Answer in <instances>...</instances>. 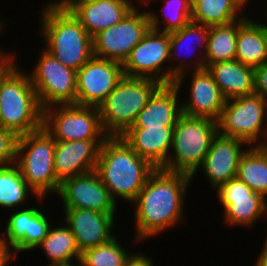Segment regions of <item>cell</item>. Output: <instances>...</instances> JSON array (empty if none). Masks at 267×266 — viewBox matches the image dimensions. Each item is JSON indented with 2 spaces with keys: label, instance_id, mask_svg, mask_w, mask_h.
<instances>
[{
  "label": "cell",
  "instance_id": "obj_14",
  "mask_svg": "<svg viewBox=\"0 0 267 266\" xmlns=\"http://www.w3.org/2000/svg\"><path fill=\"white\" fill-rule=\"evenodd\" d=\"M123 77L122 63L93 56L77 70L76 104L99 107Z\"/></svg>",
  "mask_w": 267,
  "mask_h": 266
},
{
  "label": "cell",
  "instance_id": "obj_1",
  "mask_svg": "<svg viewBox=\"0 0 267 266\" xmlns=\"http://www.w3.org/2000/svg\"><path fill=\"white\" fill-rule=\"evenodd\" d=\"M192 177L157 168L132 203L135 214V241H144L183 221L186 190ZM182 220V221H181Z\"/></svg>",
  "mask_w": 267,
  "mask_h": 266
},
{
  "label": "cell",
  "instance_id": "obj_46",
  "mask_svg": "<svg viewBox=\"0 0 267 266\" xmlns=\"http://www.w3.org/2000/svg\"><path fill=\"white\" fill-rule=\"evenodd\" d=\"M4 20H5V19L2 20V19L0 18V27L4 24Z\"/></svg>",
  "mask_w": 267,
  "mask_h": 266
},
{
  "label": "cell",
  "instance_id": "obj_34",
  "mask_svg": "<svg viewBox=\"0 0 267 266\" xmlns=\"http://www.w3.org/2000/svg\"><path fill=\"white\" fill-rule=\"evenodd\" d=\"M49 216L39 206H31V227L29 234L14 248L18 256L20 252L35 250L36 246L47 236L51 223Z\"/></svg>",
  "mask_w": 267,
  "mask_h": 266
},
{
  "label": "cell",
  "instance_id": "obj_2",
  "mask_svg": "<svg viewBox=\"0 0 267 266\" xmlns=\"http://www.w3.org/2000/svg\"><path fill=\"white\" fill-rule=\"evenodd\" d=\"M156 169L121 136H108L99 149L95 171L116 203L124 199L132 204Z\"/></svg>",
  "mask_w": 267,
  "mask_h": 266
},
{
  "label": "cell",
  "instance_id": "obj_36",
  "mask_svg": "<svg viewBox=\"0 0 267 266\" xmlns=\"http://www.w3.org/2000/svg\"><path fill=\"white\" fill-rule=\"evenodd\" d=\"M254 92L267 101V62L254 68Z\"/></svg>",
  "mask_w": 267,
  "mask_h": 266
},
{
  "label": "cell",
  "instance_id": "obj_5",
  "mask_svg": "<svg viewBox=\"0 0 267 266\" xmlns=\"http://www.w3.org/2000/svg\"><path fill=\"white\" fill-rule=\"evenodd\" d=\"M218 133L217 121L181 113L174 126L170 155L161 169L193 179Z\"/></svg>",
  "mask_w": 267,
  "mask_h": 266
},
{
  "label": "cell",
  "instance_id": "obj_16",
  "mask_svg": "<svg viewBox=\"0 0 267 266\" xmlns=\"http://www.w3.org/2000/svg\"><path fill=\"white\" fill-rule=\"evenodd\" d=\"M65 224L70 228L80 252L104 244L115 237L112 234V214L88 209H63Z\"/></svg>",
  "mask_w": 267,
  "mask_h": 266
},
{
  "label": "cell",
  "instance_id": "obj_15",
  "mask_svg": "<svg viewBox=\"0 0 267 266\" xmlns=\"http://www.w3.org/2000/svg\"><path fill=\"white\" fill-rule=\"evenodd\" d=\"M57 194L63 202V209H88L113 216L118 211V204L95 170L66 178L61 182Z\"/></svg>",
  "mask_w": 267,
  "mask_h": 266
},
{
  "label": "cell",
  "instance_id": "obj_18",
  "mask_svg": "<svg viewBox=\"0 0 267 266\" xmlns=\"http://www.w3.org/2000/svg\"><path fill=\"white\" fill-rule=\"evenodd\" d=\"M135 6L131 0H74L66 8L93 37L119 23Z\"/></svg>",
  "mask_w": 267,
  "mask_h": 266
},
{
  "label": "cell",
  "instance_id": "obj_29",
  "mask_svg": "<svg viewBox=\"0 0 267 266\" xmlns=\"http://www.w3.org/2000/svg\"><path fill=\"white\" fill-rule=\"evenodd\" d=\"M238 20L227 25L210 26L204 54L205 68L209 65L236 59Z\"/></svg>",
  "mask_w": 267,
  "mask_h": 266
},
{
  "label": "cell",
  "instance_id": "obj_35",
  "mask_svg": "<svg viewBox=\"0 0 267 266\" xmlns=\"http://www.w3.org/2000/svg\"><path fill=\"white\" fill-rule=\"evenodd\" d=\"M17 141L13 131L0 127V167L15 163Z\"/></svg>",
  "mask_w": 267,
  "mask_h": 266
},
{
  "label": "cell",
  "instance_id": "obj_11",
  "mask_svg": "<svg viewBox=\"0 0 267 266\" xmlns=\"http://www.w3.org/2000/svg\"><path fill=\"white\" fill-rule=\"evenodd\" d=\"M135 6L119 23L93 36L95 57L124 63L150 29L147 11ZM141 11V12H140Z\"/></svg>",
  "mask_w": 267,
  "mask_h": 266
},
{
  "label": "cell",
  "instance_id": "obj_24",
  "mask_svg": "<svg viewBox=\"0 0 267 266\" xmlns=\"http://www.w3.org/2000/svg\"><path fill=\"white\" fill-rule=\"evenodd\" d=\"M226 99L254 94V67L238 60L216 62L207 67Z\"/></svg>",
  "mask_w": 267,
  "mask_h": 266
},
{
  "label": "cell",
  "instance_id": "obj_20",
  "mask_svg": "<svg viewBox=\"0 0 267 266\" xmlns=\"http://www.w3.org/2000/svg\"><path fill=\"white\" fill-rule=\"evenodd\" d=\"M104 140L55 141L54 170L57 179L81 175L95 170L99 149Z\"/></svg>",
  "mask_w": 267,
  "mask_h": 266
},
{
  "label": "cell",
  "instance_id": "obj_40",
  "mask_svg": "<svg viewBox=\"0 0 267 266\" xmlns=\"http://www.w3.org/2000/svg\"><path fill=\"white\" fill-rule=\"evenodd\" d=\"M264 246L262 247L263 249L261 250V254L255 260L256 262L254 263V266H267V237L265 240V243H263Z\"/></svg>",
  "mask_w": 267,
  "mask_h": 266
},
{
  "label": "cell",
  "instance_id": "obj_8",
  "mask_svg": "<svg viewBox=\"0 0 267 266\" xmlns=\"http://www.w3.org/2000/svg\"><path fill=\"white\" fill-rule=\"evenodd\" d=\"M217 122L220 135L242 140L248 147L267 146V101L258 94L227 99Z\"/></svg>",
  "mask_w": 267,
  "mask_h": 266
},
{
  "label": "cell",
  "instance_id": "obj_27",
  "mask_svg": "<svg viewBox=\"0 0 267 266\" xmlns=\"http://www.w3.org/2000/svg\"><path fill=\"white\" fill-rule=\"evenodd\" d=\"M236 178L267 199V146H250L240 157Z\"/></svg>",
  "mask_w": 267,
  "mask_h": 266
},
{
  "label": "cell",
  "instance_id": "obj_3",
  "mask_svg": "<svg viewBox=\"0 0 267 266\" xmlns=\"http://www.w3.org/2000/svg\"><path fill=\"white\" fill-rule=\"evenodd\" d=\"M15 59L0 73V127L19 137L43 127V109L29 74Z\"/></svg>",
  "mask_w": 267,
  "mask_h": 266
},
{
  "label": "cell",
  "instance_id": "obj_17",
  "mask_svg": "<svg viewBox=\"0 0 267 266\" xmlns=\"http://www.w3.org/2000/svg\"><path fill=\"white\" fill-rule=\"evenodd\" d=\"M248 146L237 138L218 135L212 141L202 165V172L211 184L212 190L217 189L222 183L236 178L238 163Z\"/></svg>",
  "mask_w": 267,
  "mask_h": 266
},
{
  "label": "cell",
  "instance_id": "obj_4",
  "mask_svg": "<svg viewBox=\"0 0 267 266\" xmlns=\"http://www.w3.org/2000/svg\"><path fill=\"white\" fill-rule=\"evenodd\" d=\"M40 20L44 48L63 65L77 71L94 56L93 37L66 7L47 4Z\"/></svg>",
  "mask_w": 267,
  "mask_h": 266
},
{
  "label": "cell",
  "instance_id": "obj_12",
  "mask_svg": "<svg viewBox=\"0 0 267 266\" xmlns=\"http://www.w3.org/2000/svg\"><path fill=\"white\" fill-rule=\"evenodd\" d=\"M169 46L170 33L150 28L122 64L124 76L151 78L161 84H170V67L165 66L169 61Z\"/></svg>",
  "mask_w": 267,
  "mask_h": 266
},
{
  "label": "cell",
  "instance_id": "obj_39",
  "mask_svg": "<svg viewBox=\"0 0 267 266\" xmlns=\"http://www.w3.org/2000/svg\"><path fill=\"white\" fill-rule=\"evenodd\" d=\"M4 25H5V23L0 27V35H2L1 34V33H3L2 31H4ZM14 56H15V53H14V55L13 54L9 55V53L7 54V52L5 53V51H1V49H0V73L15 58Z\"/></svg>",
  "mask_w": 267,
  "mask_h": 266
},
{
  "label": "cell",
  "instance_id": "obj_21",
  "mask_svg": "<svg viewBox=\"0 0 267 266\" xmlns=\"http://www.w3.org/2000/svg\"><path fill=\"white\" fill-rule=\"evenodd\" d=\"M188 99L181 101L182 113L218 121L226 103L220 88L207 68L192 70Z\"/></svg>",
  "mask_w": 267,
  "mask_h": 266
},
{
  "label": "cell",
  "instance_id": "obj_42",
  "mask_svg": "<svg viewBox=\"0 0 267 266\" xmlns=\"http://www.w3.org/2000/svg\"><path fill=\"white\" fill-rule=\"evenodd\" d=\"M52 266H84V265H83L82 260L79 258L76 260L75 264H74V262L70 261V262L56 264V265H52Z\"/></svg>",
  "mask_w": 267,
  "mask_h": 266
},
{
  "label": "cell",
  "instance_id": "obj_44",
  "mask_svg": "<svg viewBox=\"0 0 267 266\" xmlns=\"http://www.w3.org/2000/svg\"><path fill=\"white\" fill-rule=\"evenodd\" d=\"M241 3H242V5L245 7V6H248V2H249V0H239Z\"/></svg>",
  "mask_w": 267,
  "mask_h": 266
},
{
  "label": "cell",
  "instance_id": "obj_43",
  "mask_svg": "<svg viewBox=\"0 0 267 266\" xmlns=\"http://www.w3.org/2000/svg\"><path fill=\"white\" fill-rule=\"evenodd\" d=\"M135 1H138V3L140 2V6L141 4H144V5H147L149 4L150 0H135Z\"/></svg>",
  "mask_w": 267,
  "mask_h": 266
},
{
  "label": "cell",
  "instance_id": "obj_25",
  "mask_svg": "<svg viewBox=\"0 0 267 266\" xmlns=\"http://www.w3.org/2000/svg\"><path fill=\"white\" fill-rule=\"evenodd\" d=\"M236 60L254 68L267 60V31L250 17L238 20Z\"/></svg>",
  "mask_w": 267,
  "mask_h": 266
},
{
  "label": "cell",
  "instance_id": "obj_31",
  "mask_svg": "<svg viewBox=\"0 0 267 266\" xmlns=\"http://www.w3.org/2000/svg\"><path fill=\"white\" fill-rule=\"evenodd\" d=\"M162 8L161 12L165 16L164 22L160 21L161 17L158 14L155 15V11L147 10L150 28L153 30L171 33L180 30L191 22L192 0H166ZM160 22L165 26L163 25L161 28Z\"/></svg>",
  "mask_w": 267,
  "mask_h": 266
},
{
  "label": "cell",
  "instance_id": "obj_19",
  "mask_svg": "<svg viewBox=\"0 0 267 266\" xmlns=\"http://www.w3.org/2000/svg\"><path fill=\"white\" fill-rule=\"evenodd\" d=\"M208 34H209V26L197 24L194 22H189L187 25H185L180 30L170 33V46H169V49H170L169 60L170 61L172 59L175 60V57L179 55L176 52L177 50H182L181 48H183L185 50V52L183 53L186 54L187 52L186 47L189 48V46H192L193 44L195 45L194 48L196 47L195 49L199 50L202 47L203 49L201 50H203L204 52V53L200 52L201 54L200 53L198 54L200 55L198 57L199 59L196 58L194 61L192 60L194 64L193 63L187 64L186 61L184 60L185 57H183L184 59L182 60L181 58H179V56H177L176 59L178 60L180 59L179 60L180 62L177 61L178 63L176 65L166 64V66L168 65L170 67V84L174 83L179 90L181 89V86L183 85L185 81V77L191 74L189 71L192 68H193L192 69L193 71L201 70L205 68L204 54L207 48ZM189 40L192 42L189 43ZM184 46L186 47L184 48ZM195 49L191 50L190 48L189 49L190 53L191 51L193 52Z\"/></svg>",
  "mask_w": 267,
  "mask_h": 266
},
{
  "label": "cell",
  "instance_id": "obj_45",
  "mask_svg": "<svg viewBox=\"0 0 267 266\" xmlns=\"http://www.w3.org/2000/svg\"><path fill=\"white\" fill-rule=\"evenodd\" d=\"M267 6V4H266ZM266 15H267V10H266ZM267 17V16H266ZM261 25L265 28V30L267 31V23L263 24V22L261 23Z\"/></svg>",
  "mask_w": 267,
  "mask_h": 266
},
{
  "label": "cell",
  "instance_id": "obj_38",
  "mask_svg": "<svg viewBox=\"0 0 267 266\" xmlns=\"http://www.w3.org/2000/svg\"><path fill=\"white\" fill-rule=\"evenodd\" d=\"M151 257L145 256L143 253H135L128 261L127 266H153Z\"/></svg>",
  "mask_w": 267,
  "mask_h": 266
},
{
  "label": "cell",
  "instance_id": "obj_23",
  "mask_svg": "<svg viewBox=\"0 0 267 266\" xmlns=\"http://www.w3.org/2000/svg\"><path fill=\"white\" fill-rule=\"evenodd\" d=\"M174 127L129 128L121 137L155 168H162L172 147Z\"/></svg>",
  "mask_w": 267,
  "mask_h": 266
},
{
  "label": "cell",
  "instance_id": "obj_10",
  "mask_svg": "<svg viewBox=\"0 0 267 266\" xmlns=\"http://www.w3.org/2000/svg\"><path fill=\"white\" fill-rule=\"evenodd\" d=\"M37 60L28 74L42 109L76 104L77 71L63 65L45 48Z\"/></svg>",
  "mask_w": 267,
  "mask_h": 266
},
{
  "label": "cell",
  "instance_id": "obj_6",
  "mask_svg": "<svg viewBox=\"0 0 267 266\" xmlns=\"http://www.w3.org/2000/svg\"><path fill=\"white\" fill-rule=\"evenodd\" d=\"M162 84L151 78L124 76L98 107L107 136H122L135 123L138 114Z\"/></svg>",
  "mask_w": 267,
  "mask_h": 266
},
{
  "label": "cell",
  "instance_id": "obj_13",
  "mask_svg": "<svg viewBox=\"0 0 267 266\" xmlns=\"http://www.w3.org/2000/svg\"><path fill=\"white\" fill-rule=\"evenodd\" d=\"M215 191L223 205L224 223L228 226L251 227L267 215V199L237 178L222 183Z\"/></svg>",
  "mask_w": 267,
  "mask_h": 266
},
{
  "label": "cell",
  "instance_id": "obj_41",
  "mask_svg": "<svg viewBox=\"0 0 267 266\" xmlns=\"http://www.w3.org/2000/svg\"><path fill=\"white\" fill-rule=\"evenodd\" d=\"M74 0H50V3H47L49 5L55 6V7H66Z\"/></svg>",
  "mask_w": 267,
  "mask_h": 266
},
{
  "label": "cell",
  "instance_id": "obj_33",
  "mask_svg": "<svg viewBox=\"0 0 267 266\" xmlns=\"http://www.w3.org/2000/svg\"><path fill=\"white\" fill-rule=\"evenodd\" d=\"M6 222V231L2 237L0 233V239L14 249L30 232L31 206L16 209V212H12Z\"/></svg>",
  "mask_w": 267,
  "mask_h": 266
},
{
  "label": "cell",
  "instance_id": "obj_9",
  "mask_svg": "<svg viewBox=\"0 0 267 266\" xmlns=\"http://www.w3.org/2000/svg\"><path fill=\"white\" fill-rule=\"evenodd\" d=\"M43 127L55 141L105 140L98 107L77 104L43 109Z\"/></svg>",
  "mask_w": 267,
  "mask_h": 266
},
{
  "label": "cell",
  "instance_id": "obj_26",
  "mask_svg": "<svg viewBox=\"0 0 267 266\" xmlns=\"http://www.w3.org/2000/svg\"><path fill=\"white\" fill-rule=\"evenodd\" d=\"M243 8L239 0H192L191 22L209 27L227 25L246 18Z\"/></svg>",
  "mask_w": 267,
  "mask_h": 266
},
{
  "label": "cell",
  "instance_id": "obj_7",
  "mask_svg": "<svg viewBox=\"0 0 267 266\" xmlns=\"http://www.w3.org/2000/svg\"><path fill=\"white\" fill-rule=\"evenodd\" d=\"M54 149L55 140L44 127L18 137L15 164L39 197L57 194L61 184L54 170Z\"/></svg>",
  "mask_w": 267,
  "mask_h": 266
},
{
  "label": "cell",
  "instance_id": "obj_22",
  "mask_svg": "<svg viewBox=\"0 0 267 266\" xmlns=\"http://www.w3.org/2000/svg\"><path fill=\"white\" fill-rule=\"evenodd\" d=\"M179 89L173 84H162L140 111L131 128L174 127L182 113Z\"/></svg>",
  "mask_w": 267,
  "mask_h": 266
},
{
  "label": "cell",
  "instance_id": "obj_28",
  "mask_svg": "<svg viewBox=\"0 0 267 266\" xmlns=\"http://www.w3.org/2000/svg\"><path fill=\"white\" fill-rule=\"evenodd\" d=\"M39 247L44 250L46 257L50 260L47 266L74 261L73 259L77 260L81 257L76 238L66 224L61 227L51 226L47 236L35 249Z\"/></svg>",
  "mask_w": 267,
  "mask_h": 266
},
{
  "label": "cell",
  "instance_id": "obj_32",
  "mask_svg": "<svg viewBox=\"0 0 267 266\" xmlns=\"http://www.w3.org/2000/svg\"><path fill=\"white\" fill-rule=\"evenodd\" d=\"M113 237L108 242L81 253L84 266H123L135 253H129Z\"/></svg>",
  "mask_w": 267,
  "mask_h": 266
},
{
  "label": "cell",
  "instance_id": "obj_37",
  "mask_svg": "<svg viewBox=\"0 0 267 266\" xmlns=\"http://www.w3.org/2000/svg\"><path fill=\"white\" fill-rule=\"evenodd\" d=\"M17 259V255L14 252L12 247L7 246L1 239H0V266H8L10 261H14Z\"/></svg>",
  "mask_w": 267,
  "mask_h": 266
},
{
  "label": "cell",
  "instance_id": "obj_30",
  "mask_svg": "<svg viewBox=\"0 0 267 266\" xmlns=\"http://www.w3.org/2000/svg\"><path fill=\"white\" fill-rule=\"evenodd\" d=\"M34 194L38 200H44L39 197L24 180L18 166L11 165L0 167V207L15 209L26 203L29 195Z\"/></svg>",
  "mask_w": 267,
  "mask_h": 266
}]
</instances>
